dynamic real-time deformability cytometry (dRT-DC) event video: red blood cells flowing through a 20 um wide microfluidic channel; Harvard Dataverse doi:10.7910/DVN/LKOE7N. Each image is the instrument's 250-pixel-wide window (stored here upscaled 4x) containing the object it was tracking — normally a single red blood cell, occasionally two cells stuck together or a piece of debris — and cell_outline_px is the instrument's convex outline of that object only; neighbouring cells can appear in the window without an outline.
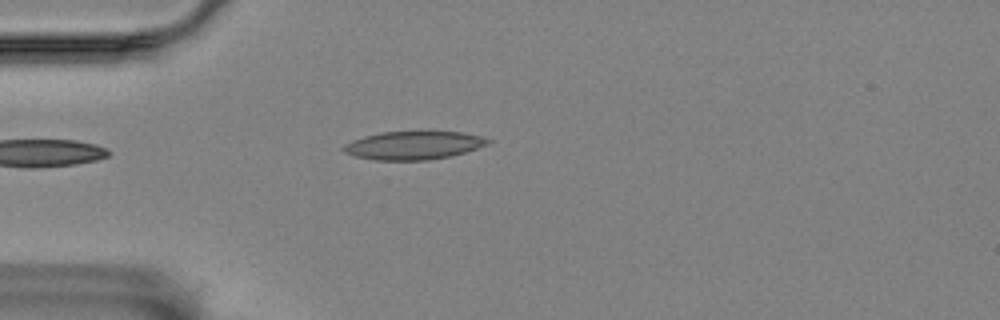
{"species": "Egyptian fruit bat (a non-hibernating species)", "species_latin": "Rousettus aegyptiacus", "temperature_condition": "room temperature", "stored_images_in_passage": 2, "camera_frame_rate_fps": 3000, "um_per_image_px": 0.085, "animal": {"sex": "female"}, "frame": {"image": 1, "passage_image": 2, "time_ms": 1.667, "image_size_px": [1000, 320], "cell_outline_px": [[492, 140], [488, 144], [452, 156], [428, 160], [376, 160], [356, 156], [344, 152], [340, 148], [344, 144], [352, 140], [364, 136], [380, 132], [460, 132], [480, 136]], "centroid_in_image_um": [35.11, 12.36], "position_along_channel_um": 49.9, "area_um2": 23.64}}